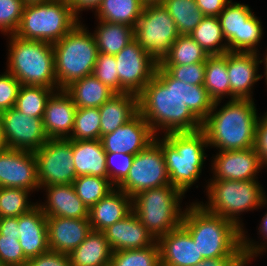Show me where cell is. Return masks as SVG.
I'll use <instances>...</instances> for the list:
<instances>
[{
	"instance_id": "obj_1",
	"label": "cell",
	"mask_w": 267,
	"mask_h": 266,
	"mask_svg": "<svg viewBox=\"0 0 267 266\" xmlns=\"http://www.w3.org/2000/svg\"><path fill=\"white\" fill-rule=\"evenodd\" d=\"M213 104L203 85L183 83L159 64L138 95L139 113L156 136L201 130Z\"/></svg>"
},
{
	"instance_id": "obj_2",
	"label": "cell",
	"mask_w": 267,
	"mask_h": 266,
	"mask_svg": "<svg viewBox=\"0 0 267 266\" xmlns=\"http://www.w3.org/2000/svg\"><path fill=\"white\" fill-rule=\"evenodd\" d=\"M214 102L202 121L208 146L218 151H233L255 147L256 124L259 118L254 100L233 99L223 105ZM218 106H220L218 110Z\"/></svg>"
},
{
	"instance_id": "obj_3",
	"label": "cell",
	"mask_w": 267,
	"mask_h": 266,
	"mask_svg": "<svg viewBox=\"0 0 267 266\" xmlns=\"http://www.w3.org/2000/svg\"><path fill=\"white\" fill-rule=\"evenodd\" d=\"M185 207L181 225L203 259L233 257L242 248V230L233 222L208 212L197 201Z\"/></svg>"
},
{
	"instance_id": "obj_4",
	"label": "cell",
	"mask_w": 267,
	"mask_h": 266,
	"mask_svg": "<svg viewBox=\"0 0 267 266\" xmlns=\"http://www.w3.org/2000/svg\"><path fill=\"white\" fill-rule=\"evenodd\" d=\"M154 140L163 151L170 184L185 195L199 181L205 166V151L209 149L205 133H169L155 136Z\"/></svg>"
},
{
	"instance_id": "obj_5",
	"label": "cell",
	"mask_w": 267,
	"mask_h": 266,
	"mask_svg": "<svg viewBox=\"0 0 267 266\" xmlns=\"http://www.w3.org/2000/svg\"><path fill=\"white\" fill-rule=\"evenodd\" d=\"M8 37L7 70L21 85L43 86L59 90L55 76L53 44L26 40L15 35Z\"/></svg>"
},
{
	"instance_id": "obj_6",
	"label": "cell",
	"mask_w": 267,
	"mask_h": 266,
	"mask_svg": "<svg viewBox=\"0 0 267 266\" xmlns=\"http://www.w3.org/2000/svg\"><path fill=\"white\" fill-rule=\"evenodd\" d=\"M207 201H197L205 210L230 220L239 229L245 228L243 212L262 209L267 205V194L259 180H207Z\"/></svg>"
},
{
	"instance_id": "obj_7",
	"label": "cell",
	"mask_w": 267,
	"mask_h": 266,
	"mask_svg": "<svg viewBox=\"0 0 267 266\" xmlns=\"http://www.w3.org/2000/svg\"><path fill=\"white\" fill-rule=\"evenodd\" d=\"M81 21L53 43L55 76L60 89L92 74L99 51L93 34Z\"/></svg>"
},
{
	"instance_id": "obj_8",
	"label": "cell",
	"mask_w": 267,
	"mask_h": 266,
	"mask_svg": "<svg viewBox=\"0 0 267 266\" xmlns=\"http://www.w3.org/2000/svg\"><path fill=\"white\" fill-rule=\"evenodd\" d=\"M183 197L185 195L171 184L147 189L132 197V210L158 240L181 225L185 210L180 205Z\"/></svg>"
},
{
	"instance_id": "obj_9",
	"label": "cell",
	"mask_w": 267,
	"mask_h": 266,
	"mask_svg": "<svg viewBox=\"0 0 267 266\" xmlns=\"http://www.w3.org/2000/svg\"><path fill=\"white\" fill-rule=\"evenodd\" d=\"M80 21L67 0L25 5L15 36L26 40L55 43Z\"/></svg>"
},
{
	"instance_id": "obj_10",
	"label": "cell",
	"mask_w": 267,
	"mask_h": 266,
	"mask_svg": "<svg viewBox=\"0 0 267 266\" xmlns=\"http://www.w3.org/2000/svg\"><path fill=\"white\" fill-rule=\"evenodd\" d=\"M178 36L176 23L162 3L144 6L134 26V40L158 64Z\"/></svg>"
},
{
	"instance_id": "obj_11",
	"label": "cell",
	"mask_w": 267,
	"mask_h": 266,
	"mask_svg": "<svg viewBox=\"0 0 267 266\" xmlns=\"http://www.w3.org/2000/svg\"><path fill=\"white\" fill-rule=\"evenodd\" d=\"M218 18L228 43V52L260 53L258 45L264 28L249 5L231 0Z\"/></svg>"
},
{
	"instance_id": "obj_12",
	"label": "cell",
	"mask_w": 267,
	"mask_h": 266,
	"mask_svg": "<svg viewBox=\"0 0 267 266\" xmlns=\"http://www.w3.org/2000/svg\"><path fill=\"white\" fill-rule=\"evenodd\" d=\"M169 184L163 151L154 140L134 156L127 177L116 188L133 197L141 191Z\"/></svg>"
},
{
	"instance_id": "obj_13",
	"label": "cell",
	"mask_w": 267,
	"mask_h": 266,
	"mask_svg": "<svg viewBox=\"0 0 267 266\" xmlns=\"http://www.w3.org/2000/svg\"><path fill=\"white\" fill-rule=\"evenodd\" d=\"M40 189L44 186L72 184L77 178L74 168L72 140L48 139L34 152Z\"/></svg>"
},
{
	"instance_id": "obj_14",
	"label": "cell",
	"mask_w": 267,
	"mask_h": 266,
	"mask_svg": "<svg viewBox=\"0 0 267 266\" xmlns=\"http://www.w3.org/2000/svg\"><path fill=\"white\" fill-rule=\"evenodd\" d=\"M114 56L119 76V93L138 96L154 77L158 63L135 40Z\"/></svg>"
},
{
	"instance_id": "obj_15",
	"label": "cell",
	"mask_w": 267,
	"mask_h": 266,
	"mask_svg": "<svg viewBox=\"0 0 267 266\" xmlns=\"http://www.w3.org/2000/svg\"><path fill=\"white\" fill-rule=\"evenodd\" d=\"M7 148L35 152L48 140L42 118L26 116L15 108L0 113Z\"/></svg>"
},
{
	"instance_id": "obj_16",
	"label": "cell",
	"mask_w": 267,
	"mask_h": 266,
	"mask_svg": "<svg viewBox=\"0 0 267 266\" xmlns=\"http://www.w3.org/2000/svg\"><path fill=\"white\" fill-rule=\"evenodd\" d=\"M210 171L213 173L208 180H258L260 171L265 168L255 147L249 149L218 151L211 157Z\"/></svg>"
},
{
	"instance_id": "obj_17",
	"label": "cell",
	"mask_w": 267,
	"mask_h": 266,
	"mask_svg": "<svg viewBox=\"0 0 267 266\" xmlns=\"http://www.w3.org/2000/svg\"><path fill=\"white\" fill-rule=\"evenodd\" d=\"M0 187L39 191L34 152L14 148L0 152Z\"/></svg>"
},
{
	"instance_id": "obj_18",
	"label": "cell",
	"mask_w": 267,
	"mask_h": 266,
	"mask_svg": "<svg viewBox=\"0 0 267 266\" xmlns=\"http://www.w3.org/2000/svg\"><path fill=\"white\" fill-rule=\"evenodd\" d=\"M155 136L148 122L138 113L114 132L103 135L100 140L106 153L136 155L151 144Z\"/></svg>"
},
{
	"instance_id": "obj_19",
	"label": "cell",
	"mask_w": 267,
	"mask_h": 266,
	"mask_svg": "<svg viewBox=\"0 0 267 266\" xmlns=\"http://www.w3.org/2000/svg\"><path fill=\"white\" fill-rule=\"evenodd\" d=\"M261 54L227 52V71L230 81L231 100L253 99V87L263 75L258 74Z\"/></svg>"
},
{
	"instance_id": "obj_20",
	"label": "cell",
	"mask_w": 267,
	"mask_h": 266,
	"mask_svg": "<svg viewBox=\"0 0 267 266\" xmlns=\"http://www.w3.org/2000/svg\"><path fill=\"white\" fill-rule=\"evenodd\" d=\"M157 242L160 266H194L204 260L191 235L182 225L161 236Z\"/></svg>"
},
{
	"instance_id": "obj_21",
	"label": "cell",
	"mask_w": 267,
	"mask_h": 266,
	"mask_svg": "<svg viewBox=\"0 0 267 266\" xmlns=\"http://www.w3.org/2000/svg\"><path fill=\"white\" fill-rule=\"evenodd\" d=\"M91 230L89 218L47 216L49 250L69 254L86 239Z\"/></svg>"
},
{
	"instance_id": "obj_22",
	"label": "cell",
	"mask_w": 267,
	"mask_h": 266,
	"mask_svg": "<svg viewBox=\"0 0 267 266\" xmlns=\"http://www.w3.org/2000/svg\"><path fill=\"white\" fill-rule=\"evenodd\" d=\"M77 107L64 90L55 91L48 99L42 118L48 139L69 138Z\"/></svg>"
},
{
	"instance_id": "obj_23",
	"label": "cell",
	"mask_w": 267,
	"mask_h": 266,
	"mask_svg": "<svg viewBox=\"0 0 267 266\" xmlns=\"http://www.w3.org/2000/svg\"><path fill=\"white\" fill-rule=\"evenodd\" d=\"M103 232L112 251L141 249L157 242L133 211Z\"/></svg>"
},
{
	"instance_id": "obj_24",
	"label": "cell",
	"mask_w": 267,
	"mask_h": 266,
	"mask_svg": "<svg viewBox=\"0 0 267 266\" xmlns=\"http://www.w3.org/2000/svg\"><path fill=\"white\" fill-rule=\"evenodd\" d=\"M45 202L37 203L46 216L88 219L89 209L77 196L73 184L44 186Z\"/></svg>"
},
{
	"instance_id": "obj_25",
	"label": "cell",
	"mask_w": 267,
	"mask_h": 266,
	"mask_svg": "<svg viewBox=\"0 0 267 266\" xmlns=\"http://www.w3.org/2000/svg\"><path fill=\"white\" fill-rule=\"evenodd\" d=\"M18 241L25 256L30 259L49 250L47 216L37 204L18 217Z\"/></svg>"
},
{
	"instance_id": "obj_26",
	"label": "cell",
	"mask_w": 267,
	"mask_h": 266,
	"mask_svg": "<svg viewBox=\"0 0 267 266\" xmlns=\"http://www.w3.org/2000/svg\"><path fill=\"white\" fill-rule=\"evenodd\" d=\"M132 197L115 188L89 209L92 230L103 232L132 212Z\"/></svg>"
},
{
	"instance_id": "obj_27",
	"label": "cell",
	"mask_w": 267,
	"mask_h": 266,
	"mask_svg": "<svg viewBox=\"0 0 267 266\" xmlns=\"http://www.w3.org/2000/svg\"><path fill=\"white\" fill-rule=\"evenodd\" d=\"M101 125L100 139L114 132L139 113L138 96L132 93H116L99 107Z\"/></svg>"
},
{
	"instance_id": "obj_28",
	"label": "cell",
	"mask_w": 267,
	"mask_h": 266,
	"mask_svg": "<svg viewBox=\"0 0 267 266\" xmlns=\"http://www.w3.org/2000/svg\"><path fill=\"white\" fill-rule=\"evenodd\" d=\"M76 176L91 175L108 178L106 152L100 139L72 140Z\"/></svg>"
},
{
	"instance_id": "obj_29",
	"label": "cell",
	"mask_w": 267,
	"mask_h": 266,
	"mask_svg": "<svg viewBox=\"0 0 267 266\" xmlns=\"http://www.w3.org/2000/svg\"><path fill=\"white\" fill-rule=\"evenodd\" d=\"M112 253L104 232L91 230L69 256L71 266H110Z\"/></svg>"
},
{
	"instance_id": "obj_30",
	"label": "cell",
	"mask_w": 267,
	"mask_h": 266,
	"mask_svg": "<svg viewBox=\"0 0 267 266\" xmlns=\"http://www.w3.org/2000/svg\"><path fill=\"white\" fill-rule=\"evenodd\" d=\"M64 90L77 108H99L116 94L93 74L72 82Z\"/></svg>"
},
{
	"instance_id": "obj_31",
	"label": "cell",
	"mask_w": 267,
	"mask_h": 266,
	"mask_svg": "<svg viewBox=\"0 0 267 266\" xmlns=\"http://www.w3.org/2000/svg\"><path fill=\"white\" fill-rule=\"evenodd\" d=\"M97 27L91 32L99 53L116 55L134 40V28L121 23L97 20Z\"/></svg>"
},
{
	"instance_id": "obj_32",
	"label": "cell",
	"mask_w": 267,
	"mask_h": 266,
	"mask_svg": "<svg viewBox=\"0 0 267 266\" xmlns=\"http://www.w3.org/2000/svg\"><path fill=\"white\" fill-rule=\"evenodd\" d=\"M203 86L214 101L224 98L231 100L230 81L227 71V52L221 55H209L206 59ZM229 96V97H228Z\"/></svg>"
},
{
	"instance_id": "obj_33",
	"label": "cell",
	"mask_w": 267,
	"mask_h": 266,
	"mask_svg": "<svg viewBox=\"0 0 267 266\" xmlns=\"http://www.w3.org/2000/svg\"><path fill=\"white\" fill-rule=\"evenodd\" d=\"M145 4L142 0H101L96 20L126 24L134 28Z\"/></svg>"
},
{
	"instance_id": "obj_34",
	"label": "cell",
	"mask_w": 267,
	"mask_h": 266,
	"mask_svg": "<svg viewBox=\"0 0 267 266\" xmlns=\"http://www.w3.org/2000/svg\"><path fill=\"white\" fill-rule=\"evenodd\" d=\"M208 55H221L228 52L219 18L204 16L200 24L189 34Z\"/></svg>"
},
{
	"instance_id": "obj_35",
	"label": "cell",
	"mask_w": 267,
	"mask_h": 266,
	"mask_svg": "<svg viewBox=\"0 0 267 266\" xmlns=\"http://www.w3.org/2000/svg\"><path fill=\"white\" fill-rule=\"evenodd\" d=\"M162 5L176 23L179 35H189L204 18L195 0H163Z\"/></svg>"
},
{
	"instance_id": "obj_36",
	"label": "cell",
	"mask_w": 267,
	"mask_h": 266,
	"mask_svg": "<svg viewBox=\"0 0 267 266\" xmlns=\"http://www.w3.org/2000/svg\"><path fill=\"white\" fill-rule=\"evenodd\" d=\"M208 56L189 35H179L159 65H189L204 62Z\"/></svg>"
},
{
	"instance_id": "obj_37",
	"label": "cell",
	"mask_w": 267,
	"mask_h": 266,
	"mask_svg": "<svg viewBox=\"0 0 267 266\" xmlns=\"http://www.w3.org/2000/svg\"><path fill=\"white\" fill-rule=\"evenodd\" d=\"M55 91L43 86L21 85L14 108L26 116L43 118L47 101Z\"/></svg>"
},
{
	"instance_id": "obj_38",
	"label": "cell",
	"mask_w": 267,
	"mask_h": 266,
	"mask_svg": "<svg viewBox=\"0 0 267 266\" xmlns=\"http://www.w3.org/2000/svg\"><path fill=\"white\" fill-rule=\"evenodd\" d=\"M72 184L77 196L88 209L116 188L108 178L91 175L78 176Z\"/></svg>"
},
{
	"instance_id": "obj_39",
	"label": "cell",
	"mask_w": 267,
	"mask_h": 266,
	"mask_svg": "<svg viewBox=\"0 0 267 266\" xmlns=\"http://www.w3.org/2000/svg\"><path fill=\"white\" fill-rule=\"evenodd\" d=\"M32 191L22 188L0 187V218L19 217L38 203L31 202Z\"/></svg>"
},
{
	"instance_id": "obj_40",
	"label": "cell",
	"mask_w": 267,
	"mask_h": 266,
	"mask_svg": "<svg viewBox=\"0 0 267 266\" xmlns=\"http://www.w3.org/2000/svg\"><path fill=\"white\" fill-rule=\"evenodd\" d=\"M99 108H77L72 133L68 139L77 141L100 139Z\"/></svg>"
},
{
	"instance_id": "obj_41",
	"label": "cell",
	"mask_w": 267,
	"mask_h": 266,
	"mask_svg": "<svg viewBox=\"0 0 267 266\" xmlns=\"http://www.w3.org/2000/svg\"><path fill=\"white\" fill-rule=\"evenodd\" d=\"M110 266H160L158 242L146 248L113 251Z\"/></svg>"
},
{
	"instance_id": "obj_42",
	"label": "cell",
	"mask_w": 267,
	"mask_h": 266,
	"mask_svg": "<svg viewBox=\"0 0 267 266\" xmlns=\"http://www.w3.org/2000/svg\"><path fill=\"white\" fill-rule=\"evenodd\" d=\"M25 3L23 0H0V32L14 35L21 21Z\"/></svg>"
},
{
	"instance_id": "obj_43",
	"label": "cell",
	"mask_w": 267,
	"mask_h": 266,
	"mask_svg": "<svg viewBox=\"0 0 267 266\" xmlns=\"http://www.w3.org/2000/svg\"><path fill=\"white\" fill-rule=\"evenodd\" d=\"M92 74L115 93H119V76L114 55L99 53Z\"/></svg>"
},
{
	"instance_id": "obj_44",
	"label": "cell",
	"mask_w": 267,
	"mask_h": 266,
	"mask_svg": "<svg viewBox=\"0 0 267 266\" xmlns=\"http://www.w3.org/2000/svg\"><path fill=\"white\" fill-rule=\"evenodd\" d=\"M206 62L193 63L189 65H160L173 78L189 84L203 85L205 78Z\"/></svg>"
},
{
	"instance_id": "obj_45",
	"label": "cell",
	"mask_w": 267,
	"mask_h": 266,
	"mask_svg": "<svg viewBox=\"0 0 267 266\" xmlns=\"http://www.w3.org/2000/svg\"><path fill=\"white\" fill-rule=\"evenodd\" d=\"M134 156L124 153H106L108 179L117 187L128 175Z\"/></svg>"
},
{
	"instance_id": "obj_46",
	"label": "cell",
	"mask_w": 267,
	"mask_h": 266,
	"mask_svg": "<svg viewBox=\"0 0 267 266\" xmlns=\"http://www.w3.org/2000/svg\"><path fill=\"white\" fill-rule=\"evenodd\" d=\"M0 260L5 266H26L29 259L25 256L18 237L0 235Z\"/></svg>"
},
{
	"instance_id": "obj_47",
	"label": "cell",
	"mask_w": 267,
	"mask_h": 266,
	"mask_svg": "<svg viewBox=\"0 0 267 266\" xmlns=\"http://www.w3.org/2000/svg\"><path fill=\"white\" fill-rule=\"evenodd\" d=\"M21 83L7 70L0 74V113L15 107Z\"/></svg>"
},
{
	"instance_id": "obj_48",
	"label": "cell",
	"mask_w": 267,
	"mask_h": 266,
	"mask_svg": "<svg viewBox=\"0 0 267 266\" xmlns=\"http://www.w3.org/2000/svg\"><path fill=\"white\" fill-rule=\"evenodd\" d=\"M259 231L257 233L260 237H262L263 242L254 241L252 238L247 235L248 231L245 229L242 230V248L249 252L263 253L267 250V211L264 213L262 220L260 221L259 227H257Z\"/></svg>"
},
{
	"instance_id": "obj_49",
	"label": "cell",
	"mask_w": 267,
	"mask_h": 266,
	"mask_svg": "<svg viewBox=\"0 0 267 266\" xmlns=\"http://www.w3.org/2000/svg\"><path fill=\"white\" fill-rule=\"evenodd\" d=\"M26 266H71L69 254L48 250L47 252L30 258Z\"/></svg>"
},
{
	"instance_id": "obj_50",
	"label": "cell",
	"mask_w": 267,
	"mask_h": 266,
	"mask_svg": "<svg viewBox=\"0 0 267 266\" xmlns=\"http://www.w3.org/2000/svg\"><path fill=\"white\" fill-rule=\"evenodd\" d=\"M255 149L262 165L267 168V111L258 118L256 124Z\"/></svg>"
},
{
	"instance_id": "obj_51",
	"label": "cell",
	"mask_w": 267,
	"mask_h": 266,
	"mask_svg": "<svg viewBox=\"0 0 267 266\" xmlns=\"http://www.w3.org/2000/svg\"><path fill=\"white\" fill-rule=\"evenodd\" d=\"M231 0H195L204 16H216L225 9Z\"/></svg>"
},
{
	"instance_id": "obj_52",
	"label": "cell",
	"mask_w": 267,
	"mask_h": 266,
	"mask_svg": "<svg viewBox=\"0 0 267 266\" xmlns=\"http://www.w3.org/2000/svg\"><path fill=\"white\" fill-rule=\"evenodd\" d=\"M73 13L82 19L80 13L85 10H92L93 12L98 8L101 0H69L68 1ZM80 15V16H79Z\"/></svg>"
},
{
	"instance_id": "obj_53",
	"label": "cell",
	"mask_w": 267,
	"mask_h": 266,
	"mask_svg": "<svg viewBox=\"0 0 267 266\" xmlns=\"http://www.w3.org/2000/svg\"><path fill=\"white\" fill-rule=\"evenodd\" d=\"M18 217L0 218V235L19 237Z\"/></svg>"
},
{
	"instance_id": "obj_54",
	"label": "cell",
	"mask_w": 267,
	"mask_h": 266,
	"mask_svg": "<svg viewBox=\"0 0 267 266\" xmlns=\"http://www.w3.org/2000/svg\"><path fill=\"white\" fill-rule=\"evenodd\" d=\"M260 253H254L246 251L245 249L241 248L227 263L226 266H248V263H251V260L253 261L257 259L256 257H259Z\"/></svg>"
},
{
	"instance_id": "obj_55",
	"label": "cell",
	"mask_w": 267,
	"mask_h": 266,
	"mask_svg": "<svg viewBox=\"0 0 267 266\" xmlns=\"http://www.w3.org/2000/svg\"><path fill=\"white\" fill-rule=\"evenodd\" d=\"M232 257L207 258L194 266H226Z\"/></svg>"
},
{
	"instance_id": "obj_56",
	"label": "cell",
	"mask_w": 267,
	"mask_h": 266,
	"mask_svg": "<svg viewBox=\"0 0 267 266\" xmlns=\"http://www.w3.org/2000/svg\"><path fill=\"white\" fill-rule=\"evenodd\" d=\"M6 143L3 136V128H2V121L0 118V152H2L4 149H6Z\"/></svg>"
},
{
	"instance_id": "obj_57",
	"label": "cell",
	"mask_w": 267,
	"mask_h": 266,
	"mask_svg": "<svg viewBox=\"0 0 267 266\" xmlns=\"http://www.w3.org/2000/svg\"><path fill=\"white\" fill-rule=\"evenodd\" d=\"M265 51L266 52L262 54L263 58H261V64L263 63V65H264V70H265L264 71V77H265V82H266V85H267V49Z\"/></svg>"
},
{
	"instance_id": "obj_58",
	"label": "cell",
	"mask_w": 267,
	"mask_h": 266,
	"mask_svg": "<svg viewBox=\"0 0 267 266\" xmlns=\"http://www.w3.org/2000/svg\"><path fill=\"white\" fill-rule=\"evenodd\" d=\"M23 1L25 5H28V4L44 3V2L51 1V0H23Z\"/></svg>"
},
{
	"instance_id": "obj_59",
	"label": "cell",
	"mask_w": 267,
	"mask_h": 266,
	"mask_svg": "<svg viewBox=\"0 0 267 266\" xmlns=\"http://www.w3.org/2000/svg\"><path fill=\"white\" fill-rule=\"evenodd\" d=\"M142 1H143V3L145 5H147V4H157V3H162L163 2V0H142Z\"/></svg>"
},
{
	"instance_id": "obj_60",
	"label": "cell",
	"mask_w": 267,
	"mask_h": 266,
	"mask_svg": "<svg viewBox=\"0 0 267 266\" xmlns=\"http://www.w3.org/2000/svg\"><path fill=\"white\" fill-rule=\"evenodd\" d=\"M0 266H5L3 263H2V261L0 260Z\"/></svg>"
}]
</instances>
